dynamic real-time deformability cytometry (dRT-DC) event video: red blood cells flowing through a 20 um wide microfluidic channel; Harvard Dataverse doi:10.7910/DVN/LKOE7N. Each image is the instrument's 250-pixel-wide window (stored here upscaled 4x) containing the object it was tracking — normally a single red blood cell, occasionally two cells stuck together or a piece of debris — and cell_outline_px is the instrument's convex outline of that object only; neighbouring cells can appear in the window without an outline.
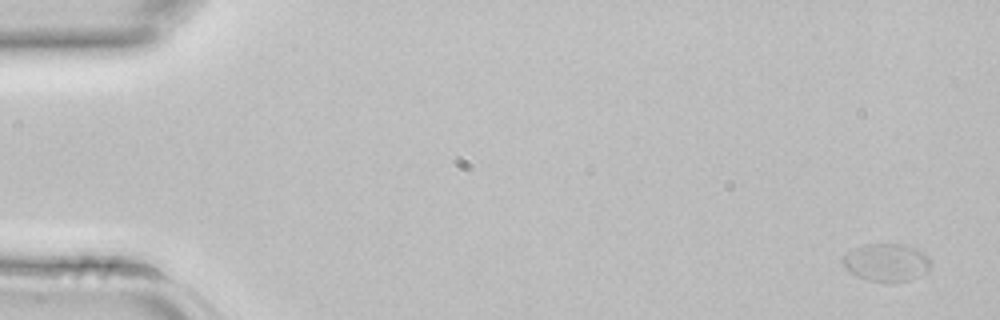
{"species": "common noctule bat (a hibernating species)", "species_latin": "Nyctalus noctula", "temperature_condition": "room temperature", "stored_images_in_passage": 3, "camera_frame_rate_fps": 3000, "um_per_image_px": 0.085, "animal": {"sex": "female", "body_mass_g": 22.7, "forearm_length_mm": 54.2}, "frame": {"image": 1, "passage_image": 1, "time_ms": 0.0, "image_size_px": [1000, 320], "cell_outline_px": [[932, 264], [924, 272], [912, 280], [868, 280], [852, 272], [840, 260], [840, 256], [864, 244], [904, 244], [916, 248], [924, 252], [928, 256]], "centroid_in_image_um": [75.37, 22.26], "position_along_channel_um": 9.6, "area_um2": 18.9}}
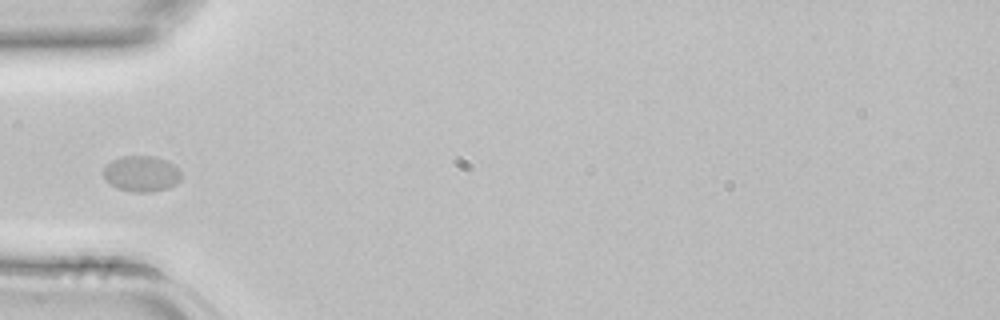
{"frame": {"image": 2, "passage_image": 3, "time_ms": 0.667, "image_size_px": [1000, 320], "cell_outline_px": [[180, 180], [168, 188], [152, 192], [132, 192], [116, 188], [104, 180], [104, 168], [112, 160], [120, 156], [156, 156], [168, 160], [176, 164], [180, 172]], "centroid_in_image_um": [12.03, 14.76], "position_along_channel_um": 73.0, "area_um2": 16.47}}